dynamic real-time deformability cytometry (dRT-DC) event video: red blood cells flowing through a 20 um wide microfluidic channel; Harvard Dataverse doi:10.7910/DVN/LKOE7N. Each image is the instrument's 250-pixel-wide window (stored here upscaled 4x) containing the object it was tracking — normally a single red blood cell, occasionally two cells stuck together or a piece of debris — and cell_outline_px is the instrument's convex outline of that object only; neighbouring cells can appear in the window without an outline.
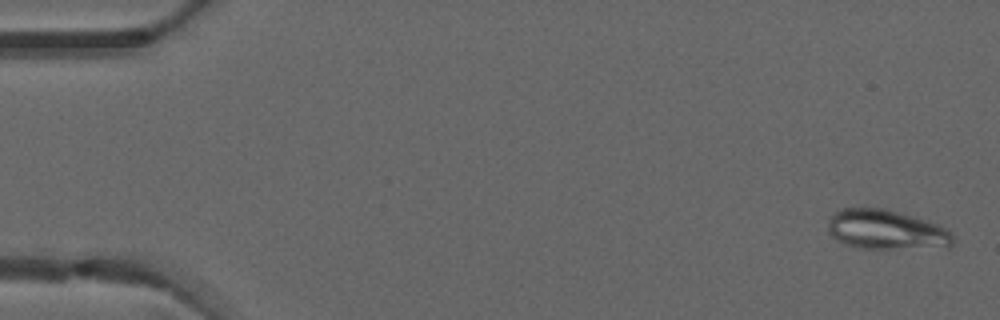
{"species": "common noctule bat (a hibernating species)", "species_latin": "Nyctalus noctula", "temperature_condition": "warm", "stored_images_in_passage": 7, "camera_frame_rate_fps": 3000, "um_per_image_px": 0.085, "animal": {"sex": "male", "forearm_length_mm": 52.5}, "frame": {"image": 1, "passage_image": 1, "time_ms": 0.0, "image_size_px": [1000, 320], "cell_outline_px": [[956, 240], [948, 248], [856, 248], [844, 244], [836, 240], [828, 232], [828, 220], [836, 212], [844, 208], [884, 208], [940, 224], [948, 228], [952, 232]], "centroid_in_image_um": [75.39, 19.54], "position_along_channel_um": 9.6, "area_um2": 29.25}}
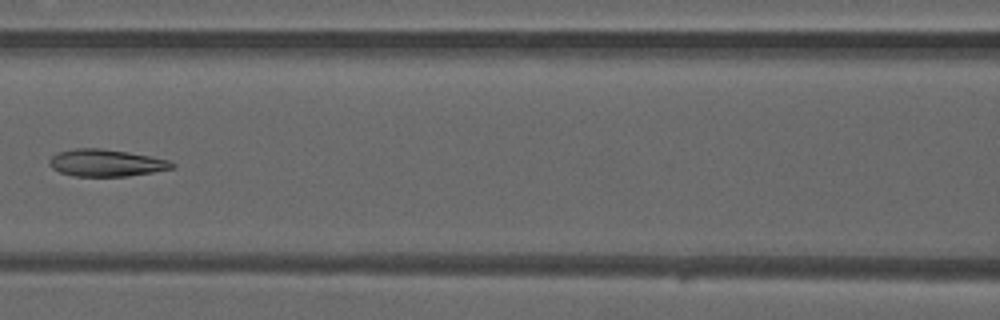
{"frame": {"image": 2, "passage_image": 7, "time_ms": 2.0, "image_size_px": [1000, 320], "cell_outline_px": [[176, 168], [128, 176], [72, 176], [60, 172], [52, 168], [48, 164], [48, 160], [56, 152], [76, 148], [100, 148], [128, 152], [172, 160], [176, 164]], "centroid_in_image_um": [9.03, 13.84], "position_along_channel_um": 157.6, "area_um2": 19.59}}